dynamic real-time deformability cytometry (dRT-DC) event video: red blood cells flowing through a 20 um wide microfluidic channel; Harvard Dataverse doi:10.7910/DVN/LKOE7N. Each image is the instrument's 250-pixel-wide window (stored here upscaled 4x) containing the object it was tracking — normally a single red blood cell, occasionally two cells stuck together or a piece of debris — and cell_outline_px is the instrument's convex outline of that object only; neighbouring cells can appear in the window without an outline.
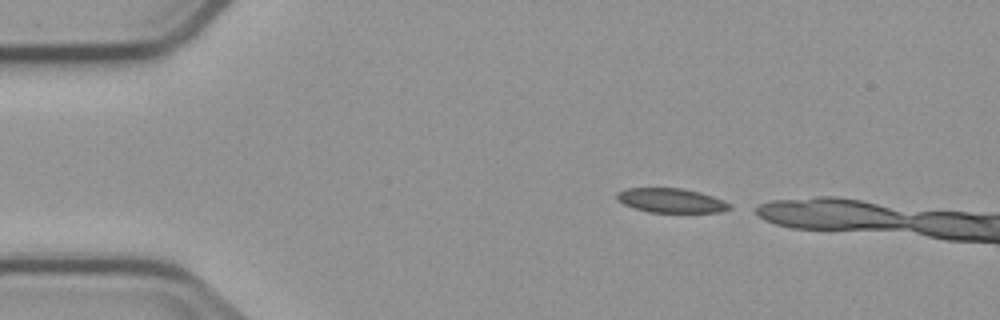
{"species": "common noctule bat (a hibernating species)", "species_latin": "Nyctalus noctula", "temperature_condition": "cold", "stored_images_in_passage": 5, "segment_of_instrument_passage": [2, 2], "camera_frame_rate_fps": 3000, "um_per_image_px": 0.085, "animal": {"sex": "male", "body_mass_g": 23.1, "forearm_length_mm": 52.7}, "frame": {"image": 1, "passage_image": 5, "time_ms": 4.667, "image_size_px": [1000, 320], "cell_outline_px": [[732, 208], [720, 212], [648, 212], [624, 204], [616, 200], [616, 192], [624, 188], [680, 188], [700, 192], [724, 200], [732, 204]], "centroid_in_image_um": [57.04, 17.04], "position_along_channel_um": 28.0, "area_um2": 16.07}}